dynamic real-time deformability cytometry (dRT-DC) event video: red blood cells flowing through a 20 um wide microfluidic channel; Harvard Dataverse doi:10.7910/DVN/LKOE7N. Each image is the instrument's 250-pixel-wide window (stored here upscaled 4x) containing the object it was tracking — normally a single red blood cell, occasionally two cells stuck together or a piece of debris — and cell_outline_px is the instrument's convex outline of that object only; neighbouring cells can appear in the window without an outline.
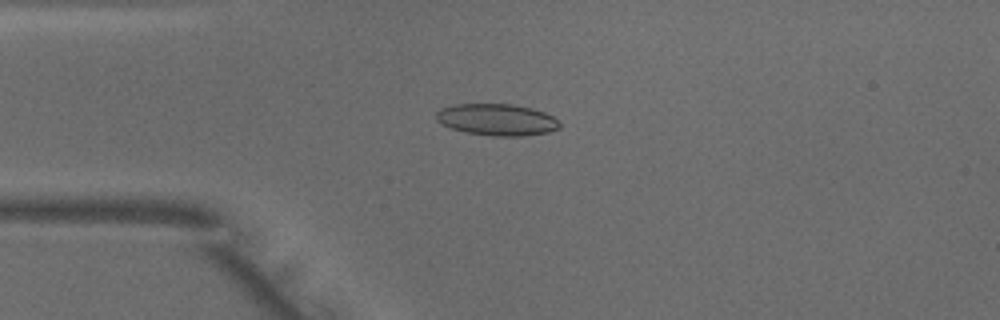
{"species": "common noctule bat (a hibernating species)", "species_latin": "Nyctalus noctula", "temperature_condition": "warm", "stored_images_in_passage": 3, "camera_frame_rate_fps": 3000, "um_per_image_px": 0.085, "animal": {"sex": "male", "body_mass_g": 18.8}, "frame": {"image": 1, "passage_image": 1, "time_ms": 0.0, "image_size_px": [1000, 320], "cell_outline_px": [[560, 128], [548, 132], [524, 136], [492, 136], [468, 132], [452, 128], [436, 120], [436, 112], [440, 108], [456, 104], [512, 104], [532, 108], [544, 112], [552, 116], [560, 124]], "centroid_in_image_um": [42.24, 10.17], "position_along_channel_um": 42.8, "area_um2": 22.66}}